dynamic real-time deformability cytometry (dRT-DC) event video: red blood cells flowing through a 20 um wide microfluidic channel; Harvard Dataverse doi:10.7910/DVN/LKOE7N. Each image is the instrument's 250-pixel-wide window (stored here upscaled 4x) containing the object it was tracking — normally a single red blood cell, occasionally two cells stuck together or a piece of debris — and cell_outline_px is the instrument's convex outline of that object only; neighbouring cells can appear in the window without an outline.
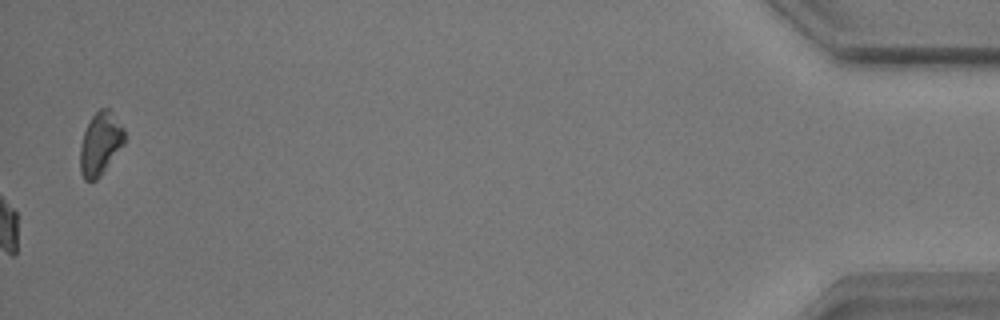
{"species": "common noctule bat (a hibernating species)", "species_latin": "Nyctalus noctula", "temperature_condition": "warm", "stored_images_in_passage": 56, "camera_frame_rate_fps": 3000, "um_per_image_px": 0.085, "animal": {"sex": "male", "body_mass_g": 17.9}, "frame": {"image": 1, "passage_image": 56, "time_ms": 18.333, "image_size_px": [1000, 320], "cell_outline_px": [[124, 144], [100, 176], [96, 180], [84, 180], [80, 172], [80, 148], [84, 132], [92, 116], [100, 108], [108, 108], [124, 128]], "centroid_in_image_um": [8.52, 12.22], "position_along_channel_um": 426.7, "area_um2": 16.01}, "authors_computed_cell_mechanics": {"area_um2": 16.2418, "velocity_mm_per_s": 3.7061, "shape_relaxation_time_tau1_ms": 2.9972, "shape_relaxation_time_tau2_ms": 1.6207, "deformation_change_tau1": 0.1419, "deformation_change_tau2": 0.0554}}